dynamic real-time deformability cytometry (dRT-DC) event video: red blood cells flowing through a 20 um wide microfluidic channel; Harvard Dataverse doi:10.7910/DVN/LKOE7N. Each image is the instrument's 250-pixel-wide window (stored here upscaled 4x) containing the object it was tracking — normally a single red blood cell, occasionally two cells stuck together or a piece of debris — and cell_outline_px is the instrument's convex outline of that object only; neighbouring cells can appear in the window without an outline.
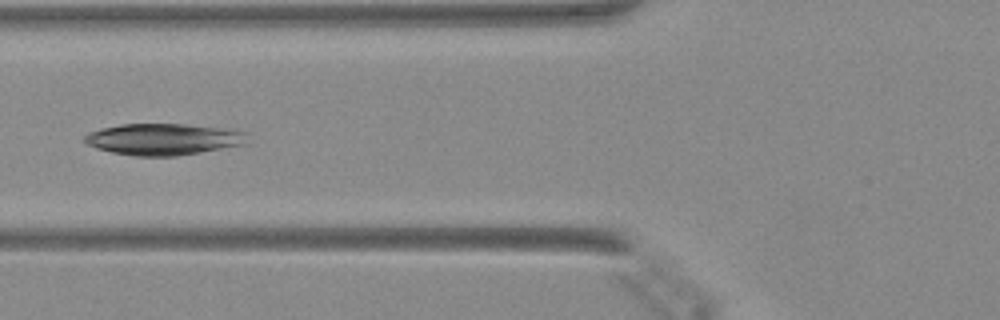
{"species": "Egyptian fruit bat (a non-hibernating species)", "species_latin": "Rousettus aegyptiacus", "temperature_condition": "warm", "stored_images_in_passage": 16, "camera_frame_rate_fps": 3000, "um_per_image_px": 0.085, "animal": {"sex": "female"}, "frame": {"image": 1, "passage_image": 5, "time_ms": 1.333, "image_size_px": [1000, 320], "cell_outline_px": [[248, 144], [176, 156], [136, 156], [112, 152], [96, 148], [88, 144], [84, 140], [84, 136], [88, 132], [100, 128], [120, 124], [184, 124], [216, 128], [244, 132]], "centroid_in_image_um": [13.83, 11.84], "position_along_channel_um": 112.0, "area_um2": 29.59}}